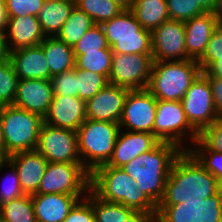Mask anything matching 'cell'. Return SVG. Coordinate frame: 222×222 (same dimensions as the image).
<instances>
[{"mask_svg": "<svg viewBox=\"0 0 222 222\" xmlns=\"http://www.w3.org/2000/svg\"><path fill=\"white\" fill-rule=\"evenodd\" d=\"M217 179L188 152L175 159L159 204H180L217 194Z\"/></svg>", "mask_w": 222, "mask_h": 222, "instance_id": "obj_1", "label": "cell"}, {"mask_svg": "<svg viewBox=\"0 0 222 222\" xmlns=\"http://www.w3.org/2000/svg\"><path fill=\"white\" fill-rule=\"evenodd\" d=\"M182 151L176 144L160 141L152 150L121 168L135 180L136 190L144 191L158 205L163 199L171 167Z\"/></svg>", "mask_w": 222, "mask_h": 222, "instance_id": "obj_2", "label": "cell"}, {"mask_svg": "<svg viewBox=\"0 0 222 222\" xmlns=\"http://www.w3.org/2000/svg\"><path fill=\"white\" fill-rule=\"evenodd\" d=\"M90 189L101 199L120 203L135 211L157 212V205L145 194L136 190L135 180L122 168L106 164L90 174Z\"/></svg>", "mask_w": 222, "mask_h": 222, "instance_id": "obj_3", "label": "cell"}, {"mask_svg": "<svg viewBox=\"0 0 222 222\" xmlns=\"http://www.w3.org/2000/svg\"><path fill=\"white\" fill-rule=\"evenodd\" d=\"M201 73L197 61L191 59L154 62L147 89L157 100L181 101Z\"/></svg>", "mask_w": 222, "mask_h": 222, "instance_id": "obj_4", "label": "cell"}, {"mask_svg": "<svg viewBox=\"0 0 222 222\" xmlns=\"http://www.w3.org/2000/svg\"><path fill=\"white\" fill-rule=\"evenodd\" d=\"M120 125L86 119L78 128V151L83 167L91 174L112 157Z\"/></svg>", "mask_w": 222, "mask_h": 222, "instance_id": "obj_5", "label": "cell"}, {"mask_svg": "<svg viewBox=\"0 0 222 222\" xmlns=\"http://www.w3.org/2000/svg\"><path fill=\"white\" fill-rule=\"evenodd\" d=\"M5 153L36 150L44 118L14 105L0 107Z\"/></svg>", "mask_w": 222, "mask_h": 222, "instance_id": "obj_6", "label": "cell"}, {"mask_svg": "<svg viewBox=\"0 0 222 222\" xmlns=\"http://www.w3.org/2000/svg\"><path fill=\"white\" fill-rule=\"evenodd\" d=\"M113 53L152 54L151 31L142 28L131 10L101 24Z\"/></svg>", "mask_w": 222, "mask_h": 222, "instance_id": "obj_7", "label": "cell"}, {"mask_svg": "<svg viewBox=\"0 0 222 222\" xmlns=\"http://www.w3.org/2000/svg\"><path fill=\"white\" fill-rule=\"evenodd\" d=\"M198 135L199 132L189 123L181 101L158 100L154 136L159 141L176 144L187 151Z\"/></svg>", "mask_w": 222, "mask_h": 222, "instance_id": "obj_8", "label": "cell"}, {"mask_svg": "<svg viewBox=\"0 0 222 222\" xmlns=\"http://www.w3.org/2000/svg\"><path fill=\"white\" fill-rule=\"evenodd\" d=\"M90 173L82 163L48 162L37 194L86 195Z\"/></svg>", "mask_w": 222, "mask_h": 222, "instance_id": "obj_9", "label": "cell"}, {"mask_svg": "<svg viewBox=\"0 0 222 222\" xmlns=\"http://www.w3.org/2000/svg\"><path fill=\"white\" fill-rule=\"evenodd\" d=\"M156 222H222L219 194L180 204H158Z\"/></svg>", "mask_w": 222, "mask_h": 222, "instance_id": "obj_10", "label": "cell"}, {"mask_svg": "<svg viewBox=\"0 0 222 222\" xmlns=\"http://www.w3.org/2000/svg\"><path fill=\"white\" fill-rule=\"evenodd\" d=\"M153 63L152 54L113 53L108 81L130 90L145 89L149 85Z\"/></svg>", "mask_w": 222, "mask_h": 222, "instance_id": "obj_11", "label": "cell"}, {"mask_svg": "<svg viewBox=\"0 0 222 222\" xmlns=\"http://www.w3.org/2000/svg\"><path fill=\"white\" fill-rule=\"evenodd\" d=\"M36 150L48 162L81 163L77 131L43 123Z\"/></svg>", "mask_w": 222, "mask_h": 222, "instance_id": "obj_12", "label": "cell"}, {"mask_svg": "<svg viewBox=\"0 0 222 222\" xmlns=\"http://www.w3.org/2000/svg\"><path fill=\"white\" fill-rule=\"evenodd\" d=\"M157 102L147 88L130 90L119 122L120 129L154 135Z\"/></svg>", "mask_w": 222, "mask_h": 222, "instance_id": "obj_13", "label": "cell"}, {"mask_svg": "<svg viewBox=\"0 0 222 222\" xmlns=\"http://www.w3.org/2000/svg\"><path fill=\"white\" fill-rule=\"evenodd\" d=\"M189 123L200 132L219 119L208 79L201 73L181 99Z\"/></svg>", "mask_w": 222, "mask_h": 222, "instance_id": "obj_14", "label": "cell"}, {"mask_svg": "<svg viewBox=\"0 0 222 222\" xmlns=\"http://www.w3.org/2000/svg\"><path fill=\"white\" fill-rule=\"evenodd\" d=\"M154 62L188 60L184 21L169 19L151 31Z\"/></svg>", "mask_w": 222, "mask_h": 222, "instance_id": "obj_15", "label": "cell"}, {"mask_svg": "<svg viewBox=\"0 0 222 222\" xmlns=\"http://www.w3.org/2000/svg\"><path fill=\"white\" fill-rule=\"evenodd\" d=\"M130 89L108 83L86 102V118L103 122H120Z\"/></svg>", "mask_w": 222, "mask_h": 222, "instance_id": "obj_16", "label": "cell"}, {"mask_svg": "<svg viewBox=\"0 0 222 222\" xmlns=\"http://www.w3.org/2000/svg\"><path fill=\"white\" fill-rule=\"evenodd\" d=\"M53 96L51 80L19 79L13 105L44 118Z\"/></svg>", "mask_w": 222, "mask_h": 222, "instance_id": "obj_17", "label": "cell"}, {"mask_svg": "<svg viewBox=\"0 0 222 222\" xmlns=\"http://www.w3.org/2000/svg\"><path fill=\"white\" fill-rule=\"evenodd\" d=\"M86 102L79 97L54 95L44 122L77 131L86 120Z\"/></svg>", "mask_w": 222, "mask_h": 222, "instance_id": "obj_18", "label": "cell"}, {"mask_svg": "<svg viewBox=\"0 0 222 222\" xmlns=\"http://www.w3.org/2000/svg\"><path fill=\"white\" fill-rule=\"evenodd\" d=\"M159 142L152 133L120 129L112 157L106 165L121 168L140 154L152 150Z\"/></svg>", "mask_w": 222, "mask_h": 222, "instance_id": "obj_19", "label": "cell"}, {"mask_svg": "<svg viewBox=\"0 0 222 222\" xmlns=\"http://www.w3.org/2000/svg\"><path fill=\"white\" fill-rule=\"evenodd\" d=\"M8 160L17 170L24 195L37 194L48 161L37 150L13 154Z\"/></svg>", "mask_w": 222, "mask_h": 222, "instance_id": "obj_20", "label": "cell"}, {"mask_svg": "<svg viewBox=\"0 0 222 222\" xmlns=\"http://www.w3.org/2000/svg\"><path fill=\"white\" fill-rule=\"evenodd\" d=\"M9 51L40 45L46 37L36 16L9 17L5 30Z\"/></svg>", "mask_w": 222, "mask_h": 222, "instance_id": "obj_21", "label": "cell"}, {"mask_svg": "<svg viewBox=\"0 0 222 222\" xmlns=\"http://www.w3.org/2000/svg\"><path fill=\"white\" fill-rule=\"evenodd\" d=\"M86 195L33 194L31 196L37 222H62L75 203Z\"/></svg>", "mask_w": 222, "mask_h": 222, "instance_id": "obj_22", "label": "cell"}, {"mask_svg": "<svg viewBox=\"0 0 222 222\" xmlns=\"http://www.w3.org/2000/svg\"><path fill=\"white\" fill-rule=\"evenodd\" d=\"M186 53L191 60L198 61L204 54L207 44L219 25L212 12L194 17L184 22Z\"/></svg>", "mask_w": 222, "mask_h": 222, "instance_id": "obj_23", "label": "cell"}, {"mask_svg": "<svg viewBox=\"0 0 222 222\" xmlns=\"http://www.w3.org/2000/svg\"><path fill=\"white\" fill-rule=\"evenodd\" d=\"M10 61L19 79H48L47 59L40 45L10 52Z\"/></svg>", "mask_w": 222, "mask_h": 222, "instance_id": "obj_24", "label": "cell"}, {"mask_svg": "<svg viewBox=\"0 0 222 222\" xmlns=\"http://www.w3.org/2000/svg\"><path fill=\"white\" fill-rule=\"evenodd\" d=\"M74 7V0H44L36 17L46 37L57 36Z\"/></svg>", "mask_w": 222, "mask_h": 222, "instance_id": "obj_25", "label": "cell"}, {"mask_svg": "<svg viewBox=\"0 0 222 222\" xmlns=\"http://www.w3.org/2000/svg\"><path fill=\"white\" fill-rule=\"evenodd\" d=\"M40 46L43 48L51 77L75 68L73 48L54 37H45Z\"/></svg>", "mask_w": 222, "mask_h": 222, "instance_id": "obj_26", "label": "cell"}, {"mask_svg": "<svg viewBox=\"0 0 222 222\" xmlns=\"http://www.w3.org/2000/svg\"><path fill=\"white\" fill-rule=\"evenodd\" d=\"M131 11L142 28L150 31L170 19L166 0H133Z\"/></svg>", "mask_w": 222, "mask_h": 222, "instance_id": "obj_27", "label": "cell"}, {"mask_svg": "<svg viewBox=\"0 0 222 222\" xmlns=\"http://www.w3.org/2000/svg\"><path fill=\"white\" fill-rule=\"evenodd\" d=\"M93 25L91 17L75 6L56 37L73 48Z\"/></svg>", "mask_w": 222, "mask_h": 222, "instance_id": "obj_28", "label": "cell"}, {"mask_svg": "<svg viewBox=\"0 0 222 222\" xmlns=\"http://www.w3.org/2000/svg\"><path fill=\"white\" fill-rule=\"evenodd\" d=\"M75 68L99 73L107 79L111 71L113 52L111 47L98 51L86 52V54H74Z\"/></svg>", "mask_w": 222, "mask_h": 222, "instance_id": "obj_29", "label": "cell"}, {"mask_svg": "<svg viewBox=\"0 0 222 222\" xmlns=\"http://www.w3.org/2000/svg\"><path fill=\"white\" fill-rule=\"evenodd\" d=\"M0 212L4 222H37L31 195L5 202Z\"/></svg>", "mask_w": 222, "mask_h": 222, "instance_id": "obj_30", "label": "cell"}, {"mask_svg": "<svg viewBox=\"0 0 222 222\" xmlns=\"http://www.w3.org/2000/svg\"><path fill=\"white\" fill-rule=\"evenodd\" d=\"M91 204L95 214V222H123L135 211L120 203L105 201L92 190Z\"/></svg>", "mask_w": 222, "mask_h": 222, "instance_id": "obj_31", "label": "cell"}, {"mask_svg": "<svg viewBox=\"0 0 222 222\" xmlns=\"http://www.w3.org/2000/svg\"><path fill=\"white\" fill-rule=\"evenodd\" d=\"M75 6L91 17L94 24L103 22L119 15L124 9L112 0H74Z\"/></svg>", "mask_w": 222, "mask_h": 222, "instance_id": "obj_32", "label": "cell"}, {"mask_svg": "<svg viewBox=\"0 0 222 222\" xmlns=\"http://www.w3.org/2000/svg\"><path fill=\"white\" fill-rule=\"evenodd\" d=\"M217 181L222 179V153L209 150L197 139L187 150Z\"/></svg>", "mask_w": 222, "mask_h": 222, "instance_id": "obj_33", "label": "cell"}, {"mask_svg": "<svg viewBox=\"0 0 222 222\" xmlns=\"http://www.w3.org/2000/svg\"><path fill=\"white\" fill-rule=\"evenodd\" d=\"M108 83L104 75L77 69V97L85 102L93 98Z\"/></svg>", "mask_w": 222, "mask_h": 222, "instance_id": "obj_34", "label": "cell"}, {"mask_svg": "<svg viewBox=\"0 0 222 222\" xmlns=\"http://www.w3.org/2000/svg\"><path fill=\"white\" fill-rule=\"evenodd\" d=\"M1 172H3L4 174L6 173V175H3V173L1 174ZM0 175L3 176L4 180H2L0 184V205L24 195L20 185L17 170L9 160H7L1 166Z\"/></svg>", "mask_w": 222, "mask_h": 222, "instance_id": "obj_35", "label": "cell"}, {"mask_svg": "<svg viewBox=\"0 0 222 222\" xmlns=\"http://www.w3.org/2000/svg\"><path fill=\"white\" fill-rule=\"evenodd\" d=\"M18 80L10 58L0 62V107L13 105Z\"/></svg>", "mask_w": 222, "mask_h": 222, "instance_id": "obj_36", "label": "cell"}, {"mask_svg": "<svg viewBox=\"0 0 222 222\" xmlns=\"http://www.w3.org/2000/svg\"><path fill=\"white\" fill-rule=\"evenodd\" d=\"M108 47L103 27L94 24L73 47V52L74 54H86V52L98 51Z\"/></svg>", "mask_w": 222, "mask_h": 222, "instance_id": "obj_37", "label": "cell"}, {"mask_svg": "<svg viewBox=\"0 0 222 222\" xmlns=\"http://www.w3.org/2000/svg\"><path fill=\"white\" fill-rule=\"evenodd\" d=\"M170 19L187 21L206 12L195 0H166Z\"/></svg>", "mask_w": 222, "mask_h": 222, "instance_id": "obj_38", "label": "cell"}, {"mask_svg": "<svg viewBox=\"0 0 222 222\" xmlns=\"http://www.w3.org/2000/svg\"><path fill=\"white\" fill-rule=\"evenodd\" d=\"M222 60V24H219L207 44L203 56L197 61L201 71H205L212 63Z\"/></svg>", "mask_w": 222, "mask_h": 222, "instance_id": "obj_39", "label": "cell"}, {"mask_svg": "<svg viewBox=\"0 0 222 222\" xmlns=\"http://www.w3.org/2000/svg\"><path fill=\"white\" fill-rule=\"evenodd\" d=\"M54 95L77 97V69L65 71L51 77Z\"/></svg>", "mask_w": 222, "mask_h": 222, "instance_id": "obj_40", "label": "cell"}, {"mask_svg": "<svg viewBox=\"0 0 222 222\" xmlns=\"http://www.w3.org/2000/svg\"><path fill=\"white\" fill-rule=\"evenodd\" d=\"M62 222H95V214L91 204V189L86 196L79 199Z\"/></svg>", "mask_w": 222, "mask_h": 222, "instance_id": "obj_41", "label": "cell"}, {"mask_svg": "<svg viewBox=\"0 0 222 222\" xmlns=\"http://www.w3.org/2000/svg\"><path fill=\"white\" fill-rule=\"evenodd\" d=\"M198 139L209 149L222 153V118L203 128Z\"/></svg>", "mask_w": 222, "mask_h": 222, "instance_id": "obj_42", "label": "cell"}, {"mask_svg": "<svg viewBox=\"0 0 222 222\" xmlns=\"http://www.w3.org/2000/svg\"><path fill=\"white\" fill-rule=\"evenodd\" d=\"M44 0H5L9 17L37 16Z\"/></svg>", "mask_w": 222, "mask_h": 222, "instance_id": "obj_43", "label": "cell"}, {"mask_svg": "<svg viewBox=\"0 0 222 222\" xmlns=\"http://www.w3.org/2000/svg\"><path fill=\"white\" fill-rule=\"evenodd\" d=\"M211 86L215 111L219 118H222V77L204 75Z\"/></svg>", "mask_w": 222, "mask_h": 222, "instance_id": "obj_44", "label": "cell"}, {"mask_svg": "<svg viewBox=\"0 0 222 222\" xmlns=\"http://www.w3.org/2000/svg\"><path fill=\"white\" fill-rule=\"evenodd\" d=\"M157 212L134 211L123 222H156Z\"/></svg>", "mask_w": 222, "mask_h": 222, "instance_id": "obj_45", "label": "cell"}, {"mask_svg": "<svg viewBox=\"0 0 222 222\" xmlns=\"http://www.w3.org/2000/svg\"><path fill=\"white\" fill-rule=\"evenodd\" d=\"M8 19L5 0H0V33H5Z\"/></svg>", "mask_w": 222, "mask_h": 222, "instance_id": "obj_46", "label": "cell"}, {"mask_svg": "<svg viewBox=\"0 0 222 222\" xmlns=\"http://www.w3.org/2000/svg\"><path fill=\"white\" fill-rule=\"evenodd\" d=\"M10 58V51L7 46L5 33H0V62L7 61Z\"/></svg>", "mask_w": 222, "mask_h": 222, "instance_id": "obj_47", "label": "cell"}, {"mask_svg": "<svg viewBox=\"0 0 222 222\" xmlns=\"http://www.w3.org/2000/svg\"><path fill=\"white\" fill-rule=\"evenodd\" d=\"M202 74L222 77V60L212 63Z\"/></svg>", "mask_w": 222, "mask_h": 222, "instance_id": "obj_48", "label": "cell"}, {"mask_svg": "<svg viewBox=\"0 0 222 222\" xmlns=\"http://www.w3.org/2000/svg\"><path fill=\"white\" fill-rule=\"evenodd\" d=\"M205 12H212L217 0H195Z\"/></svg>", "mask_w": 222, "mask_h": 222, "instance_id": "obj_49", "label": "cell"}, {"mask_svg": "<svg viewBox=\"0 0 222 222\" xmlns=\"http://www.w3.org/2000/svg\"><path fill=\"white\" fill-rule=\"evenodd\" d=\"M214 17L219 24H222V0H217L215 7L212 11Z\"/></svg>", "mask_w": 222, "mask_h": 222, "instance_id": "obj_50", "label": "cell"}, {"mask_svg": "<svg viewBox=\"0 0 222 222\" xmlns=\"http://www.w3.org/2000/svg\"><path fill=\"white\" fill-rule=\"evenodd\" d=\"M121 6L124 10H131L133 0H112Z\"/></svg>", "mask_w": 222, "mask_h": 222, "instance_id": "obj_51", "label": "cell"}, {"mask_svg": "<svg viewBox=\"0 0 222 222\" xmlns=\"http://www.w3.org/2000/svg\"><path fill=\"white\" fill-rule=\"evenodd\" d=\"M0 150H5V142L3 137L1 118H0Z\"/></svg>", "mask_w": 222, "mask_h": 222, "instance_id": "obj_52", "label": "cell"}, {"mask_svg": "<svg viewBox=\"0 0 222 222\" xmlns=\"http://www.w3.org/2000/svg\"><path fill=\"white\" fill-rule=\"evenodd\" d=\"M8 160L5 150H0V168Z\"/></svg>", "mask_w": 222, "mask_h": 222, "instance_id": "obj_53", "label": "cell"}, {"mask_svg": "<svg viewBox=\"0 0 222 222\" xmlns=\"http://www.w3.org/2000/svg\"><path fill=\"white\" fill-rule=\"evenodd\" d=\"M217 193L219 194L222 201V179L218 180Z\"/></svg>", "mask_w": 222, "mask_h": 222, "instance_id": "obj_54", "label": "cell"}, {"mask_svg": "<svg viewBox=\"0 0 222 222\" xmlns=\"http://www.w3.org/2000/svg\"><path fill=\"white\" fill-rule=\"evenodd\" d=\"M0 222H4L3 219H2L1 212H0Z\"/></svg>", "mask_w": 222, "mask_h": 222, "instance_id": "obj_55", "label": "cell"}]
</instances>
